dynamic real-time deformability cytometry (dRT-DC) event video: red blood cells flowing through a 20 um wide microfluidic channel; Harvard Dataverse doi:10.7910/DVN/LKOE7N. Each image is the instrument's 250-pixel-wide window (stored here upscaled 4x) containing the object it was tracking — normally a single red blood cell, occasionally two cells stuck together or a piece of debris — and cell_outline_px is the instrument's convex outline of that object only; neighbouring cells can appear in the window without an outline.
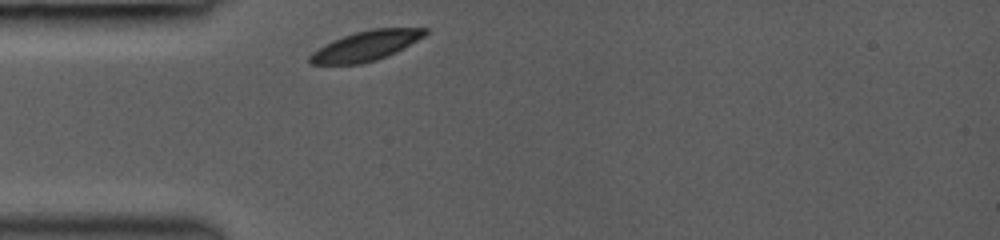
{"species": "common noctule bat (a hibernating species)", "species_latin": "Nyctalus noctula", "temperature_condition": "room temperature", "stored_images_in_passage": 16, "camera_frame_rate_fps": 3000, "um_per_image_px": 0.085, "animal": {"sex": "female", "body_mass_g": 19.0, "forearm_length_mm": 53.3}, "frame": {"image": 1, "passage_image": 1, "time_ms": 0.0, "image_size_px": [1000, 240], "cell_outline_px": [[428, 32], [424, 36], [396, 52], [376, 60], [360, 64], [308, 64], [308, 56], [312, 52], [324, 44], [332, 40], [356, 32], [372, 28], [428, 28]], "centroid_in_image_um": [31.07, 3.9], "position_along_channel_um": 53.9, "area_um2": 20.0}}
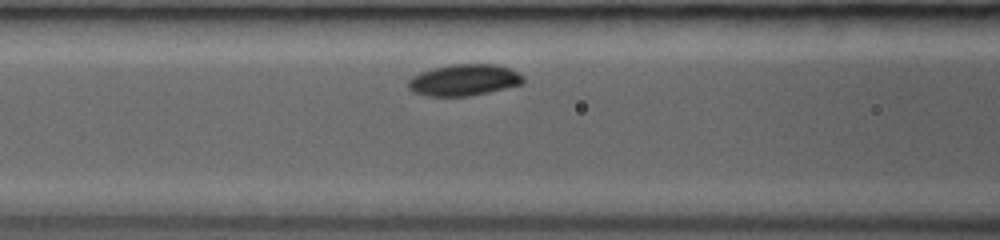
{"frame": {"image": 2, "passage_image": 10, "time_ms": 2.0, "image_size_px": [1000, 240], "cell_outline_px": [[524, 84], [472, 96], [428, 96], [412, 92], [408, 88], [408, 80], [412, 76], [420, 72], [452, 64], [496, 64], [508, 68], [524, 76]], "centroid_in_image_um": [39.45, 6.81], "position_along_channel_um": 127.2, "area_um2": 21.15}}
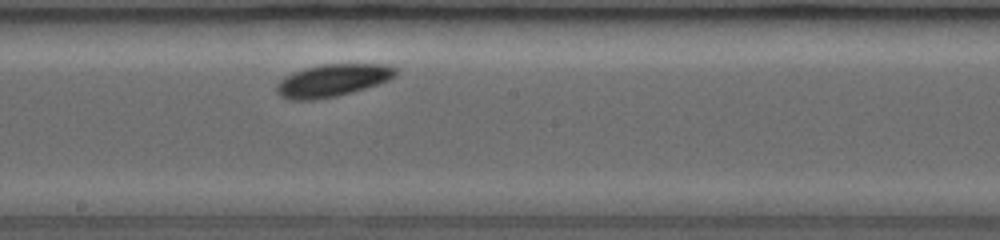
{"frame": {"image": 3, "passage_image": 16, "time_ms": 4.333, "image_size_px": [1000, 240], "cell_outline_px": [[396, 76], [388, 80], [352, 92], [336, 96], [316, 100], [288, 100], [280, 96], [276, 92], [276, 84], [280, 80], [304, 68], [320, 64], [384, 64], [396, 68]], "centroid_in_image_um": [28.24, 6.84], "position_along_channel_um": 220.0, "area_um2": 22.37}}